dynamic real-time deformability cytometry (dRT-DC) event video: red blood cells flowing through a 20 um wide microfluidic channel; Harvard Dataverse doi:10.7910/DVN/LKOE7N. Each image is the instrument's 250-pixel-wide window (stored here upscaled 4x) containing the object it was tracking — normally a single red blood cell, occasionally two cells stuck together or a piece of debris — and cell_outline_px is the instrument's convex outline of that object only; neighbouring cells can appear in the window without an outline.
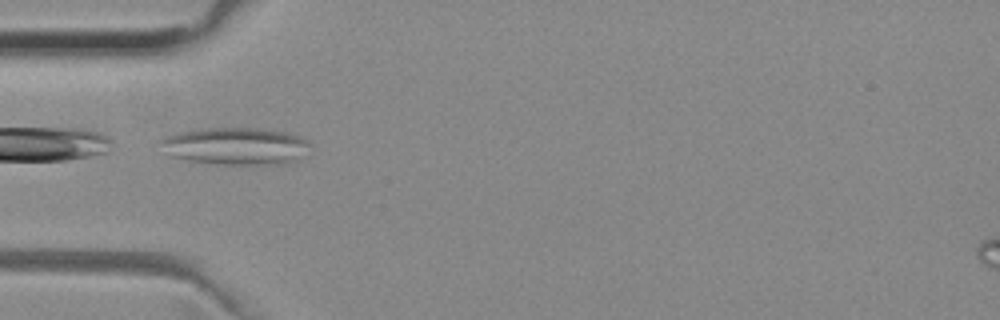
{"species": "common noctule bat (a hibernating species)", "species_latin": "Nyctalus noctula", "temperature_condition": "room temperature", "stored_images_in_passage": 30, "camera_frame_rate_fps": 3000, "um_per_image_px": 0.085, "animal": {"sex": "female", "body_mass_g": 29.2, "forearm_length_mm": 56.3}, "frame": {"image": 1, "passage_image": 1, "time_ms": 0.0, "image_size_px": [1000, 320], "cell_outline_px": [[312, 144], [296, 160], [284, 164], [216, 164], [188, 160], [172, 156], [156, 140], [164, 136], [180, 132], [200, 128], [256, 128], [284, 132], [296, 136]], "centroid_in_image_um": [19.97, 12.41], "position_along_channel_um": 65.0, "area_um2": 32.19}}